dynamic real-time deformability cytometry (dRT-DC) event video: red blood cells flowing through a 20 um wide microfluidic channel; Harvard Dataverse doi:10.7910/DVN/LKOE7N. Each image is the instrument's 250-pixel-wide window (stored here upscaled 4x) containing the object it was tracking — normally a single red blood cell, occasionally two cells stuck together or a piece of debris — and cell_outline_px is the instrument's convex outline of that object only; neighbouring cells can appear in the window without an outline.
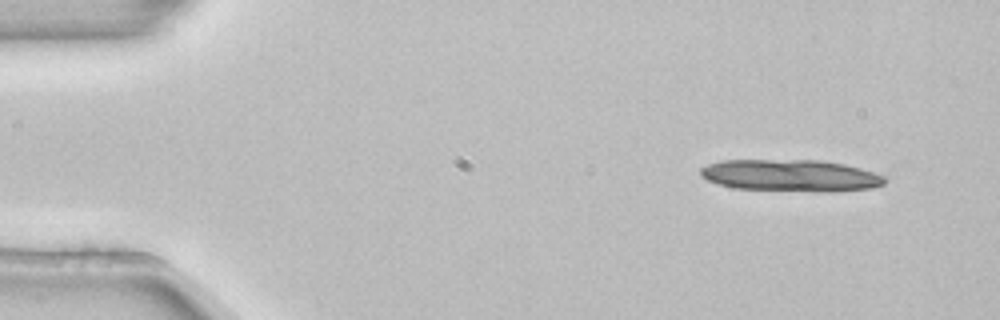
{"species": "common noctule bat (a hibernating species)", "species_latin": "Nyctalus noctula", "temperature_condition": "room temperature", "stored_images_in_passage": 3, "camera_frame_rate_fps": 3000, "um_per_image_px": 0.085, "animal": {"sex": "female", "body_mass_g": 22.7, "forearm_length_mm": 54.2}, "frame": {"image": 1, "passage_image": 1, "time_ms": 0.0, "image_size_px": [1000, 320], "cell_outline_px": [[888, 180], [884, 184], [872, 188], [828, 192], [736, 188], [716, 184], [700, 176], [700, 168], [708, 164], [724, 160], [820, 160], [844, 164], [860, 168], [884, 176]], "centroid_in_image_um": [67.21, 14.92], "position_along_channel_um": 17.8, "area_um2": 34.22}}